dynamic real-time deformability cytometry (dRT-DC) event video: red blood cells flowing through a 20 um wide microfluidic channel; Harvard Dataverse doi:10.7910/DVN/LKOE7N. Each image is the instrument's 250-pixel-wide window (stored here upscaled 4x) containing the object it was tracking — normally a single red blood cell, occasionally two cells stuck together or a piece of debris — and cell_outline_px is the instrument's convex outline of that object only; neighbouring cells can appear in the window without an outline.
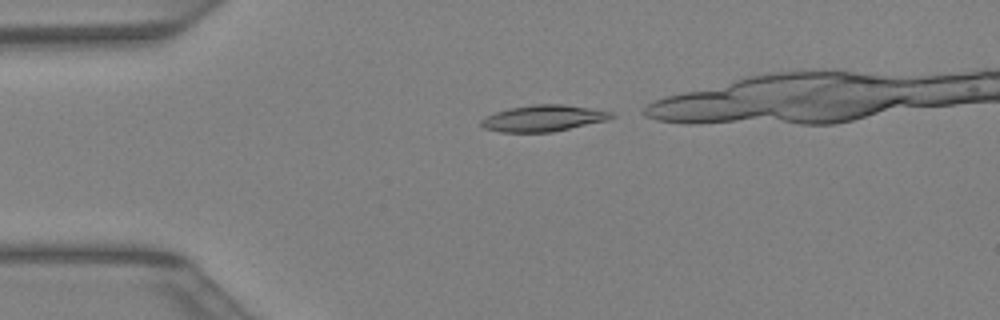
{"species": "Egyptian fruit bat (a non-hibernating species)", "species_latin": "Rousettus aegyptiacus", "temperature_condition": "warm", "stored_images_in_passage": 25, "camera_frame_rate_fps": 3000, "um_per_image_px": 0.085, "animal": {"sex": "female"}, "frame": {"image": 1, "passage_image": 1, "time_ms": 0.0, "image_size_px": [1000, 320], "cell_outline_px": [[616, 116], [608, 120], [552, 132], [500, 132], [484, 128], [480, 124], [480, 120], [496, 112], [508, 108], [536, 104], [564, 104], [612, 112]], "centroid_in_image_um": [46.19, 10.05], "position_along_channel_um": 38.8, "area_um2": 19.88}}
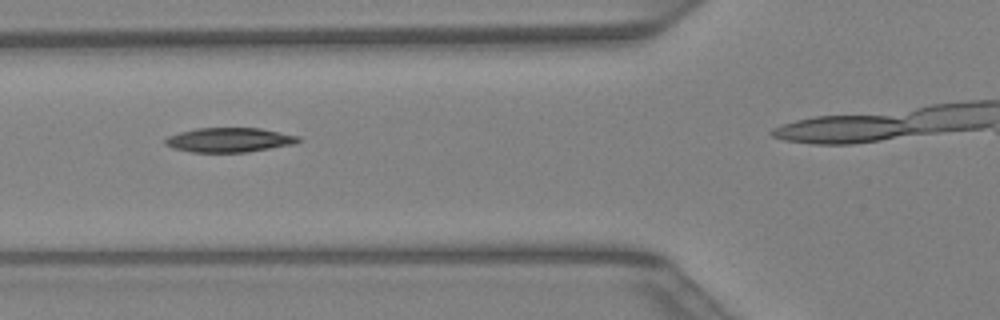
{"frame": {"image": 2, "passage_image": 7, "time_ms": 2.0, "image_size_px": [1000, 320], "cell_outline_px": [[300, 140], [292, 144], [248, 152], [192, 152], [172, 148], [164, 144], [164, 140], [168, 136], [180, 132], [196, 128], [260, 128], [300, 136]], "centroid_in_image_um": [19.45, 11.89], "position_along_channel_um": 106.3, "area_um2": 18.9}}
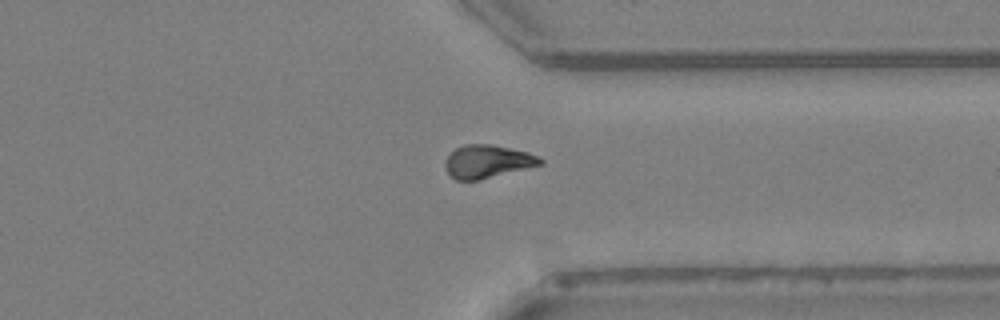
{"frame": {"image": 3, "passage_image": 23, "time_ms": 7.333, "image_size_px": [1000, 320], "cell_outline_px": [[544, 164], [480, 180], [456, 180], [448, 172], [444, 164], [444, 160], [456, 148], [464, 144], [492, 144], [528, 152], [544, 160]], "centroid_in_image_um": [41.44, 13.73], "position_along_channel_um": 370.0, "area_um2": 18.32}}